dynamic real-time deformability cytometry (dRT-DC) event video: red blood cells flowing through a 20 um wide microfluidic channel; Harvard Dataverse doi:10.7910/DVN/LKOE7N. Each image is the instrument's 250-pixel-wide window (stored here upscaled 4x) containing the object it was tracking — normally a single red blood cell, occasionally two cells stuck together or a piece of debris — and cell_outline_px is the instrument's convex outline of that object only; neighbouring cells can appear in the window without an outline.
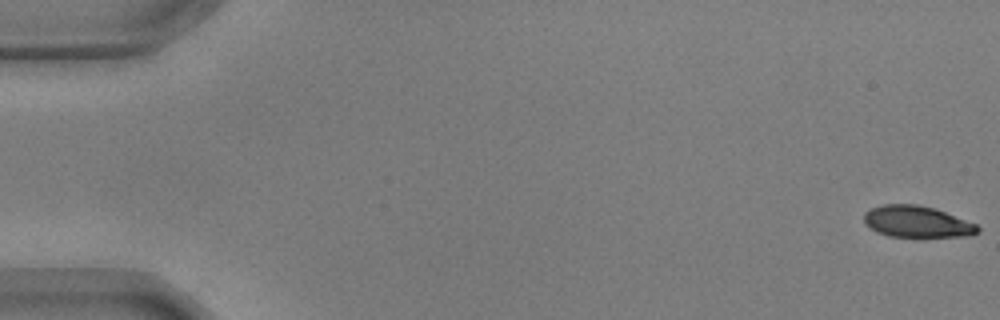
{"species": "common noctule bat (a hibernating species)", "species_latin": "Nyctalus noctula", "temperature_condition": "warm", "stored_images_in_passage": 56, "camera_frame_rate_fps": 3000, "um_per_image_px": 0.085, "animal": {"sex": "male", "body_mass_g": 17.9, "forearm_length_mm": 54.2}, "frame": {"image": 1, "passage_image": 1, "time_ms": 0.0, "image_size_px": [1000, 320], "cell_outline_px": [[980, 232], [972, 236], [920, 240], [888, 236], [876, 232], [864, 224], [864, 212], [872, 208], [884, 204], [916, 204], [932, 208], [944, 212], [976, 224], [980, 228]], "centroid_in_image_um": [77.96, 18.92], "position_along_channel_um": 7.0, "area_um2": 21.91}}
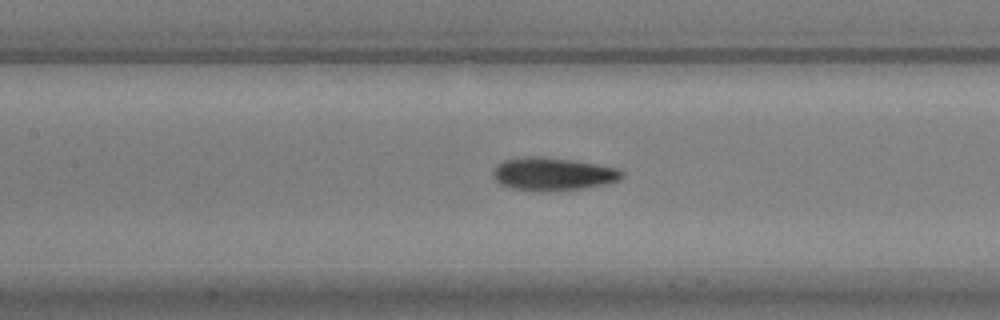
{"frame": {"image": 2, "passage_image": 26, "time_ms": 8.333, "image_size_px": [1000, 320], "cell_outline_px": [[624, 176], [620, 180], [608, 184], [584, 188], [548, 192], [540, 192], [512, 188], [500, 184], [492, 176], [492, 172], [496, 164], [504, 160], [520, 156], [544, 156], [572, 160], [620, 168], [624, 172]], "centroid_in_image_um": [47.0, 14.79], "position_along_channel_um": 160.4, "area_um2": 25.37}}
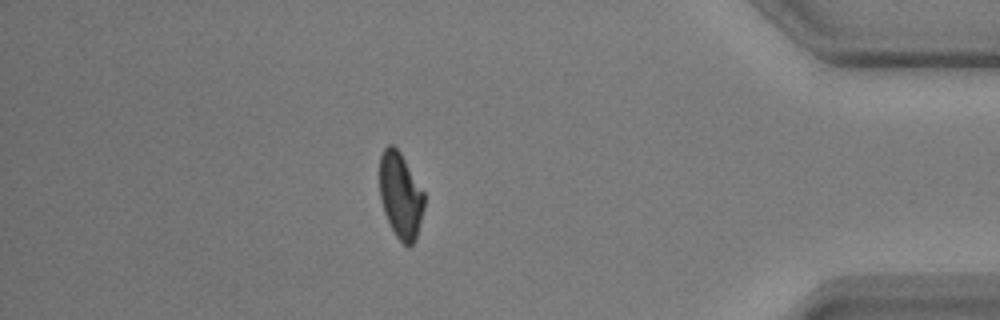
{"frame": {"image": 3, "passage_image": 49, "time_ms": 16.0, "image_size_px": [1000, 320], "cell_outline_px": [[424, 208], [416, 240], [408, 248], [396, 236], [384, 212], [380, 200], [380, 156], [384, 148], [388, 144], [392, 144], [400, 152], [424, 192]], "centroid_in_image_um": [34.05, 16.62], "position_along_channel_um": 401.2, "area_um2": 22.25}, "authors_computed_cell_mechanics": {"area_um2": 23.3801, "velocity_mm_per_s": 3.6293, "shape_relaxation_time_tau1_ms": 3.0835, "shape_relaxation_time_tau2_ms": 2.9614, "deformation_change_tau1": 0.1469, "deformation_change_tau2": 0.0826}}